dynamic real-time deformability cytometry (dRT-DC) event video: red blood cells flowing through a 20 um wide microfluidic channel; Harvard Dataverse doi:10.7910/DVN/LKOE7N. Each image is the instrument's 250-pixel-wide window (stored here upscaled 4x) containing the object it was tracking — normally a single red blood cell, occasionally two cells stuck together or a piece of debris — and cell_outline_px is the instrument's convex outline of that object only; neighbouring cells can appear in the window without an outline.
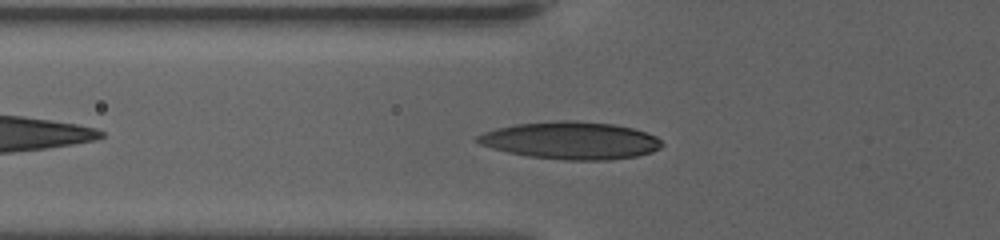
{"species": "human", "species_latin": "Homo sapiens", "temperature_condition": "warm", "stored_images_in_passage": 42, "camera_frame_rate_fps": 3000, "um_per_image_px": 0.085, "donor": {"sex": "female"}, "frame": {"image": 1, "passage_image": 6, "time_ms": 1.667, "image_size_px": [1000, 240], "cell_outline_px": [[664, 144], [660, 148], [652, 152], [636, 156], [608, 160], [564, 160], [528, 156], [508, 152], [492, 148], [480, 144], [476, 140], [476, 136], [484, 132], [496, 128], [516, 124], [556, 120], [576, 120], [612, 124], [632, 128], [656, 136]], "centroid_in_image_um": [48.52, 11.94], "position_along_channel_um": 77.3, "area_um2": 40.23}}
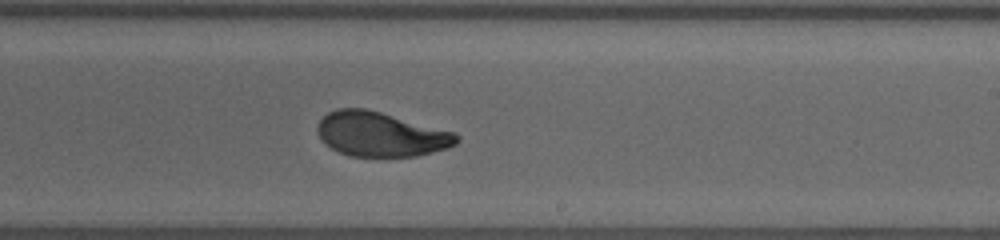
{"frame": {"image": 2, "passage_image": 21, "time_ms": 6.667, "image_size_px": [1000, 240], "cell_outline_px": [[460, 140], [456, 144], [448, 148], [416, 156], [348, 156], [324, 144], [320, 140], [316, 128], [320, 120], [328, 112], [336, 108], [364, 108], [380, 112], [456, 132], [460, 136]], "centroid_in_image_um": [32.36, 11.41], "position_along_channel_um": 256.6, "area_um2": 36.24}}
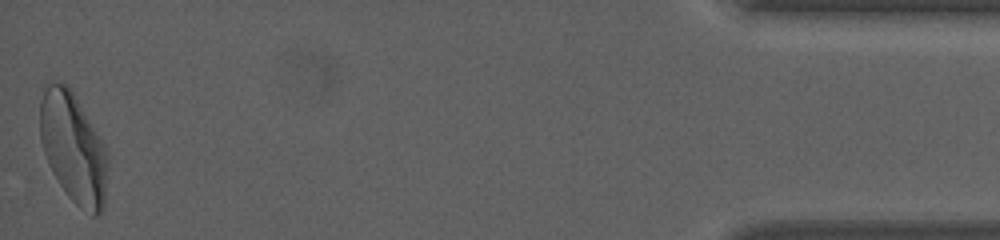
{"frame": {"image": 3, "passage_image": 42, "time_ms": 13.667, "image_size_px": [1000, 240], "cell_outline_px": [[108, 164], [104, 208], [100, 216], [92, 216], [80, 208], [68, 196], [52, 172], [44, 152], [40, 140], [40, 100], [44, 88], [48, 84], [68, 84], [100, 140], [108, 156]], "centroid_in_image_um": [6.23, 12.64], "position_along_channel_um": 429.0, "area_um2": 42.95}, "authors_computed_cell_mechanics": {"area_um2": 37.5411, "velocity_mm_per_s": 3.5938, "shape_relaxation_time_tau1_ms": 3.991, "shape_relaxation_time_tau2_ms": 1.2503, "deformation_change_tau1": 0.1881, "deformation_change_tau2": 0.0674}}